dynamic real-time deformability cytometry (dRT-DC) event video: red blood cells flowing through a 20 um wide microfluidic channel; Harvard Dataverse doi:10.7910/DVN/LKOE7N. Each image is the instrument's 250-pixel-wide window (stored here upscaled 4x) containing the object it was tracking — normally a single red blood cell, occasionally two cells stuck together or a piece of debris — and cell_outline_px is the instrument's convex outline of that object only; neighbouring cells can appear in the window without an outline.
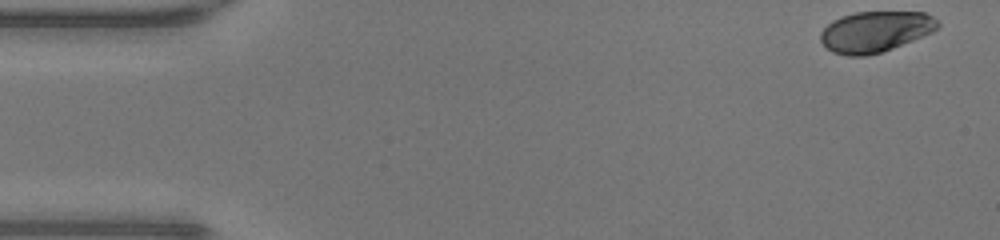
{"species": "human", "species_latin": "Homo sapiens", "temperature_condition": "warm", "stored_images_in_passage": 47, "camera_frame_rate_fps": 3000, "um_per_image_px": 0.085, "donor": {"sex": "male"}, "frame": {"image": 1, "passage_image": 1, "time_ms": 0.0, "image_size_px": [1000, 240], "cell_outline_px": [[940, 24], [932, 32], [892, 48], [880, 52], [864, 56], [848, 56], [832, 52], [820, 40], [820, 32], [832, 20], [840, 16], [856, 12], [924, 12], [932, 16]], "centroid_in_image_um": [74.37, 2.68], "position_along_channel_um": 10.6, "area_um2": 27.69}}
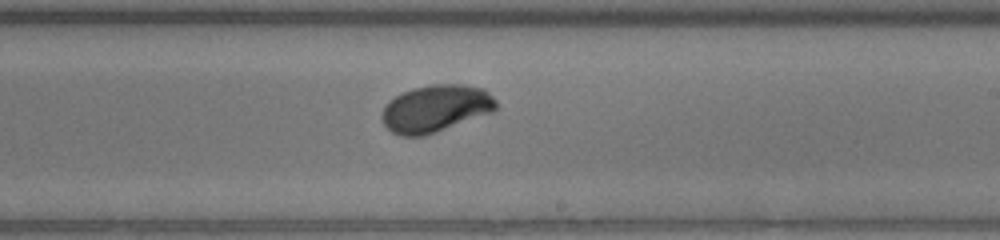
{"frame": {"image": 2, "passage_image": 27, "time_ms": 8.667, "image_size_px": [1000, 240], "cell_outline_px": [[496, 108], [492, 112], [436, 132], [424, 136], [400, 136], [392, 132], [384, 124], [384, 104], [388, 100], [412, 88], [436, 84], [460, 84], [484, 88], [496, 100]], "centroid_in_image_um": [37.04, 9.22], "position_along_channel_um": 252.0, "area_um2": 31.1}}
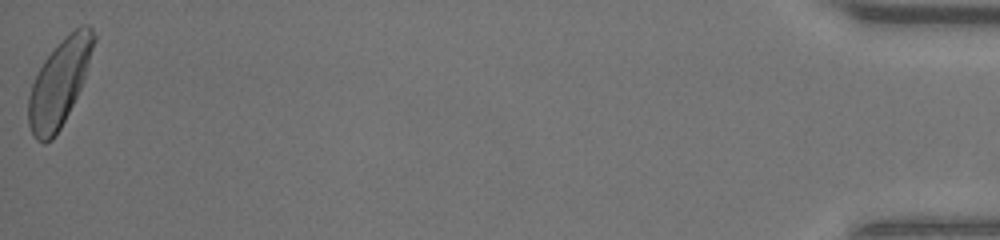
{"frame": {"image": 3, "passage_image": 47, "time_ms": 15.333, "image_size_px": [1000, 240], "cell_outline_px": [[96, 40], [84, 80], [60, 128], [52, 140], [44, 144], [36, 140], [32, 136], [28, 124], [28, 96], [32, 84], [44, 60], [60, 40], [80, 24], [88, 24], [92, 28], [96, 36]], "centroid_in_image_um": [5.05, 7.03], "position_along_channel_um": 430.2, "area_um2": 32.83}, "authors_computed_cell_mechanics": {"area_um2": 30.5184, "velocity_mm_per_s": 4.3069, "shape_relaxation_time_tau1_ms": 2.6483, "shape_relaxation_time_tau2_ms": null, "deformation_change_tau1": 0.1694, "deformation_change_tau2": null}}